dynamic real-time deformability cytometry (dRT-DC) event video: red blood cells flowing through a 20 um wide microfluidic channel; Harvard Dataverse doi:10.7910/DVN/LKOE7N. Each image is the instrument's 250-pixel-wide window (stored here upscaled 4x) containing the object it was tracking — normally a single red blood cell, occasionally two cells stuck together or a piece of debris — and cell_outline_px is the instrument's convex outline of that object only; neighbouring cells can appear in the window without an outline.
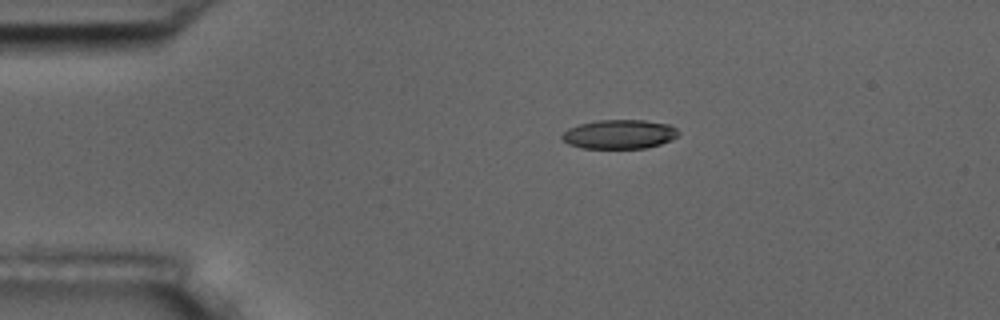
{"species": "common noctule bat (a hibernating species)", "species_latin": "Nyctalus noctula", "temperature_condition": "room temperature", "stored_images_in_passage": 45, "camera_frame_rate_fps": 3000, "um_per_image_px": 0.085, "animal": {"sex": "male", "body_mass_g": 17.5, "forearm_length_mm": 52.3}, "frame": {"image": 1, "passage_image": 1, "time_ms": 0.0, "image_size_px": [1000, 320], "cell_outline_px": [[680, 136], [672, 140], [660, 144], [644, 148], [580, 148], [568, 144], [560, 136], [568, 128], [580, 124], [596, 120], [644, 120], [668, 124], [676, 128], [680, 132]], "centroid_in_image_um": [52.67, 11.41], "position_along_channel_um": 32.3, "area_um2": 19.88}}
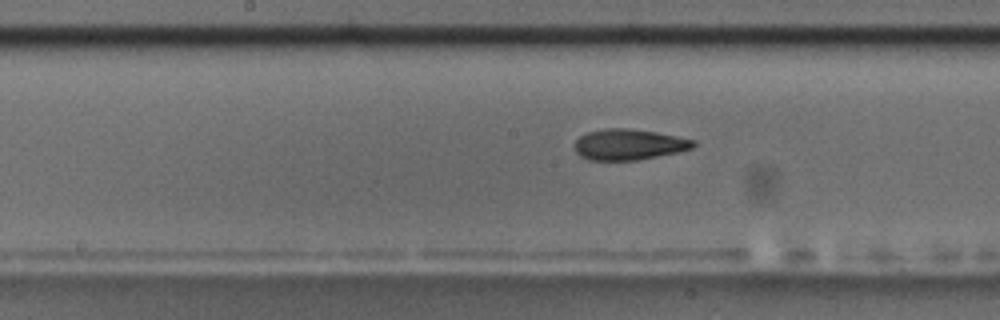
{"frame": {"image": 2, "passage_image": 18, "time_ms": 5.667, "image_size_px": [1000, 320], "cell_outline_px": [[696, 144], [692, 148], [676, 152], [636, 160], [588, 160], [580, 156], [572, 148], [572, 144], [580, 136], [588, 132], [604, 128], [624, 128], [656, 132], [696, 140]], "centroid_in_image_um": [53.39, 12.28], "position_along_channel_um": 194.8, "area_um2": 21.33}}
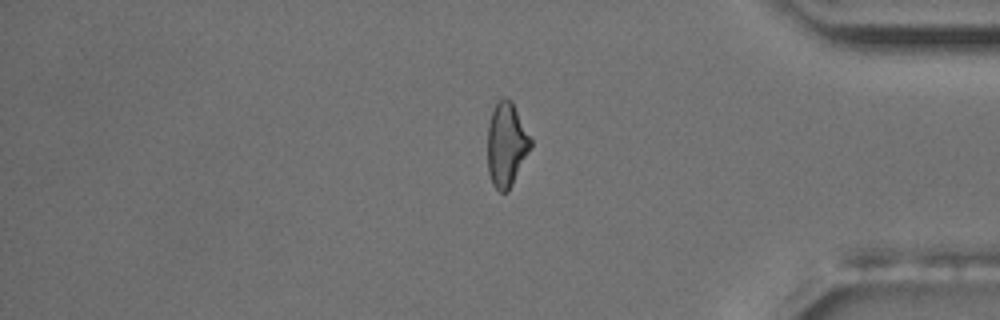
{"frame": {"image": 3, "passage_image": 36, "time_ms": 11.667, "image_size_px": [1000, 320], "cell_outline_px": [[532, 148], [508, 192], [500, 192], [492, 184], [488, 172], [488, 124], [492, 112], [496, 104], [504, 96], [512, 100], [532, 140]], "centroid_in_image_um": [43.06, 12.3], "position_along_channel_um": 392.1, "area_um2": 21.27}, "authors_computed_cell_mechanics": {"area_um2": 21.386, "velocity_mm_per_s": 3.6766, "shape_relaxation_time_tau1_ms": 5.5064, "shape_relaxation_time_tau2_ms": 3.3724, "deformation_change_tau1": 0.206, "deformation_change_tau2": 0.1213}}